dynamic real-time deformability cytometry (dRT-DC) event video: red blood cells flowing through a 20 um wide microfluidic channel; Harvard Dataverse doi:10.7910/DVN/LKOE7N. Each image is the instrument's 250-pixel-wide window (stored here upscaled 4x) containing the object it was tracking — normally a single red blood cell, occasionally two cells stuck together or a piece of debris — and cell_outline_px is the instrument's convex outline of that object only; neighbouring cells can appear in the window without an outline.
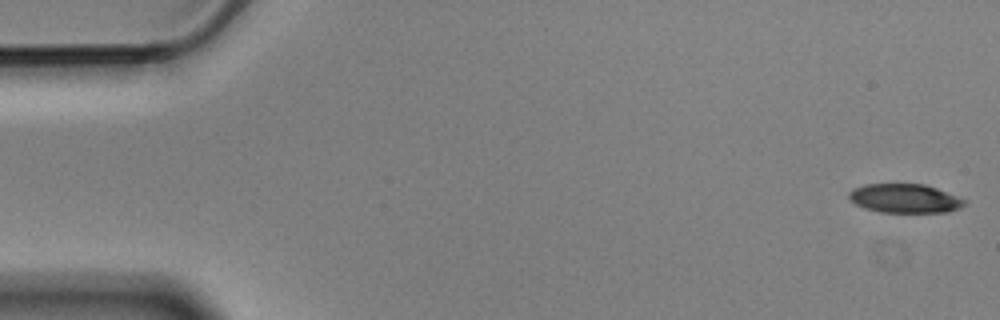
{"species": "Egyptian fruit bat (a non-hibernating species)", "species_latin": "Rousettus aegyptiacus", "temperature_condition": "cold", "stored_images_in_passage": 5, "camera_frame_rate_fps": 3000, "um_per_image_px": 0.085, "animal": {"sex": "male"}, "frame": {"image": 1, "passage_image": 1, "time_ms": 0.0, "image_size_px": [1000, 320], "cell_outline_px": [[968, 204], [960, 208], [948, 212], [880, 212], [864, 208], [856, 204], [848, 196], [848, 192], [852, 188], [864, 184], [924, 184], [936, 188], [968, 200]], "centroid_in_image_um": [76.93, 16.86], "position_along_channel_um": 8.1, "area_um2": 19.65}}